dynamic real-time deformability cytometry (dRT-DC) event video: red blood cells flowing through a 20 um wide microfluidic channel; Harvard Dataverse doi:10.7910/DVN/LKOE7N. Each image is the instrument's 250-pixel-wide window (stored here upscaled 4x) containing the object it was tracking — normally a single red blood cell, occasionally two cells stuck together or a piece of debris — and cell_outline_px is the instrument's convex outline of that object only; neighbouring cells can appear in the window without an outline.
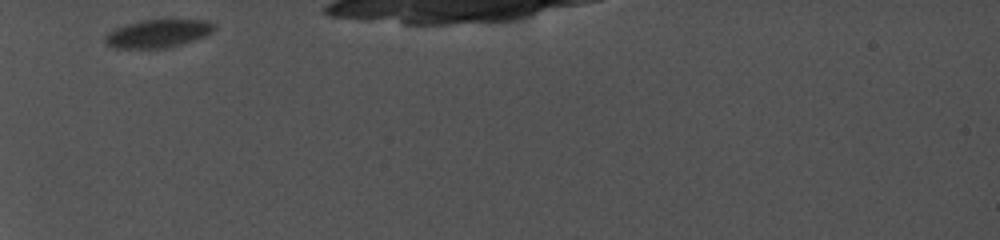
{"species": "common noctule bat (a hibernating species)", "species_latin": "Nyctalus noctula", "temperature_condition": "cold", "stored_images_in_passage": 15, "camera_frame_rate_fps": 5000, "um_per_image_px": 0.085, "animal": {"sex": "female", "body_mass_g": 19.0, "forearm_length_mm": 56.7}, "frame": {"image": 1, "passage_image": 1, "time_ms": 0.0, "image_size_px": [1000, 240], "cell_outline_px": [[216, 28], [204, 36], [176, 44], [152, 48], [120, 48], [104, 44], [104, 36], [128, 24], [140, 20], [172, 16], [204, 20], [216, 24]], "centroid_in_image_um": [13.48, 2.77], "position_along_channel_um": 71.5, "area_um2": 17.92}}
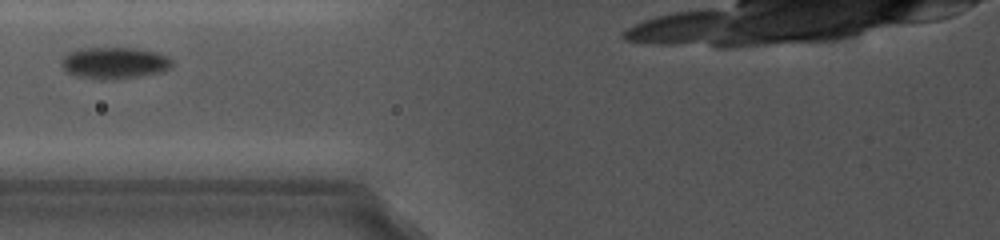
{"frame": {"image": 2, "passage_image": 3, "time_ms": 1.6, "image_size_px": [1000, 240], "cell_outline_px": [[168, 64], [164, 68], [144, 72], [120, 76], [96, 76], [72, 72], [64, 64], [64, 56], [72, 52], [88, 48], [132, 48], [152, 52], [164, 56], [168, 60]], "centroid_in_image_um": [9.66, 5.24], "position_along_channel_um": 116.1, "area_um2": 17.05}}
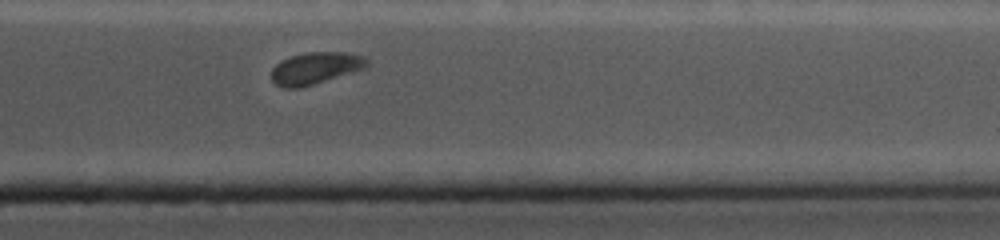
{"frame": {"image": 3, "passage_image": 13, "time_ms": 8.6, "image_size_px": [1000, 240], "cell_outline_px": [[368, 64], [364, 68], [308, 84], [276, 84], [272, 80], [272, 68], [276, 64], [292, 56], [304, 52], [344, 52], [364, 56], [368, 60]], "centroid_in_image_um": [26.86, 5.7], "position_along_channel_um": 384.5, "area_um2": 16.42}}